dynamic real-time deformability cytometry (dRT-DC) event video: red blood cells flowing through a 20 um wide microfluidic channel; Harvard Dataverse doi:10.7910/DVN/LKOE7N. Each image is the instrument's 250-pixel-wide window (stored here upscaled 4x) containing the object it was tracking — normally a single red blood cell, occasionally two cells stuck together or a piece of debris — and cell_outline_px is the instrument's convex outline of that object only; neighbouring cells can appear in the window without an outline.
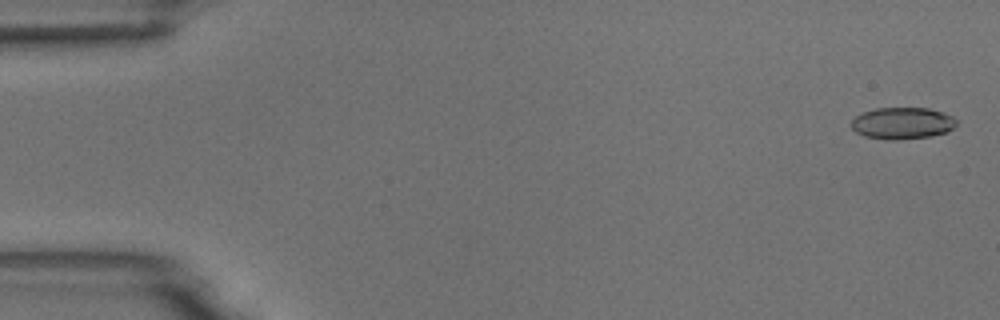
{"species": "common noctule bat (a hibernating species)", "species_latin": "Nyctalus noctula", "temperature_condition": "room temperature", "stored_images_in_passage": 55, "camera_frame_rate_fps": 3000, "um_per_image_px": 0.085, "animal": {"sex": "male", "body_mass_g": 18.8}, "frame": {"image": 1, "passage_image": 2, "time_ms": 0.333, "image_size_px": [1000, 320], "cell_outline_px": [[956, 124], [948, 132], [932, 136], [896, 140], [892, 140], [864, 136], [856, 132], [852, 128], [852, 120], [856, 116], [864, 112], [876, 108], [928, 108], [944, 112], [952, 116], [956, 120]], "centroid_in_image_um": [76.72, 10.47], "position_along_channel_um": 8.3, "area_um2": 19.42}}
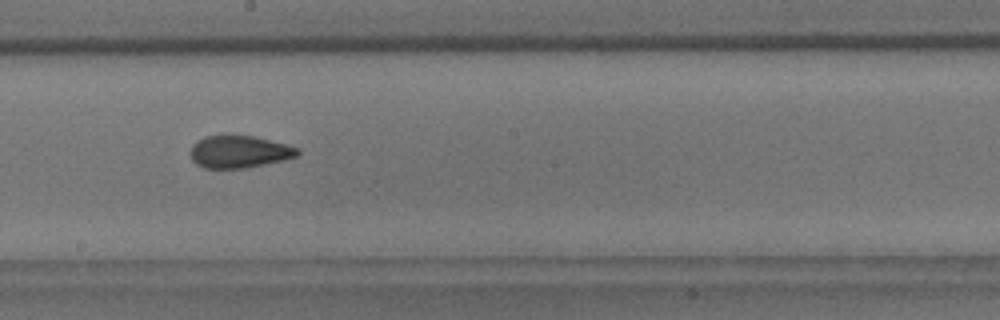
{"frame": {"image": 2, "passage_image": 31, "time_ms": 10.0, "image_size_px": [1000, 320], "cell_outline_px": [[300, 152], [296, 156], [284, 160], [248, 168], [204, 168], [196, 164], [192, 160], [188, 152], [192, 144], [196, 140], [204, 136], [252, 136], [300, 148]], "centroid_in_image_um": [20.28, 12.91], "position_along_channel_um": 227.9, "area_um2": 20.23}}
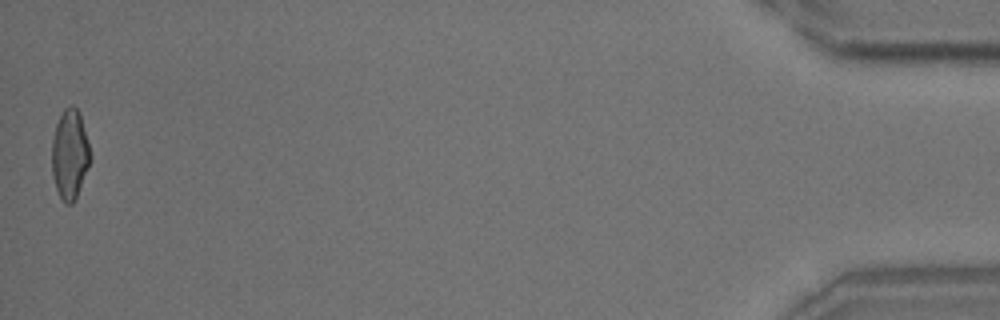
{"frame": {"image": 3, "passage_image": 55, "time_ms": 18.0, "image_size_px": [1000, 320], "cell_outline_px": [[92, 160], [76, 196], [72, 204], [64, 204], [56, 188], [52, 172], [52, 140], [56, 124], [64, 108], [72, 104], [80, 112], [92, 156]], "centroid_in_image_um": [5.95, 13.1], "position_along_channel_um": 429.2, "area_um2": 20.17}, "authors_computed_cell_mechanics": {"area_um2": 20.2878, "velocity_mm_per_s": 3.6874, "shape_relaxation_time_tau1_ms": 6.4918, "shape_relaxation_time_tau2_ms": 1.914, "deformation_change_tau1": 0.164, "deformation_change_tau2": 0.0745}}